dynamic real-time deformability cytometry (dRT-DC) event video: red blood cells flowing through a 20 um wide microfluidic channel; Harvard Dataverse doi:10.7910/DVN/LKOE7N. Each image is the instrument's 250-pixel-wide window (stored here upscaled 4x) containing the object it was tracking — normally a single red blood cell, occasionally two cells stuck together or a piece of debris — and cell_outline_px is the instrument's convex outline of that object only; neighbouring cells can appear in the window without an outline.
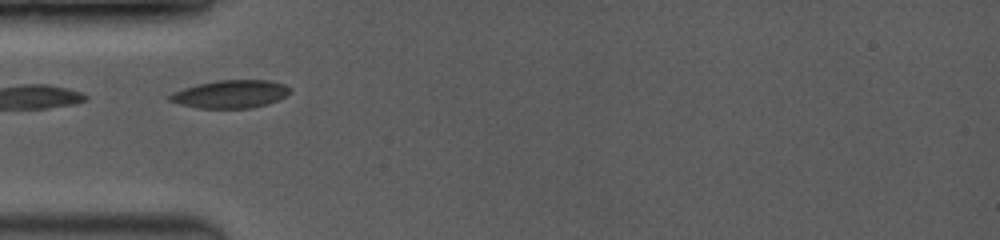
{"species": "common noctule bat (a hibernating species)", "species_latin": "Nyctalus noctula", "temperature_condition": "room temperature", "stored_images_in_passage": 40, "camera_frame_rate_fps": 3500, "um_per_image_px": 0.085, "animal": {"sex": "female", "body_mass_g": 19.0, "forearm_length_mm": 53.3}, "frame": {"image": 1, "passage_image": 3, "time_ms": 0.286, "image_size_px": [1000, 240], "cell_outline_px": [[292, 92], [268, 104], [252, 108], [196, 108], [180, 104], [168, 100], [168, 96], [172, 92], [184, 88], [216, 80], [268, 80], [284, 84]], "centroid_in_image_um": [19.57, 8.0], "position_along_channel_um": 65.4, "area_um2": 19.48}}
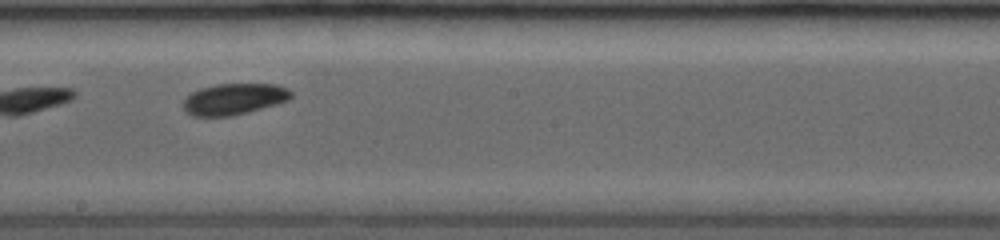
{"frame": {"image": 2, "passage_image": 24, "time_ms": 4.286, "image_size_px": [1000, 240], "cell_outline_px": [[292, 96], [288, 100], [276, 104], [248, 112], [228, 116], [192, 116], [184, 112], [184, 100], [192, 92], [200, 88], [216, 84], [276, 84], [288, 88], [292, 92]], "centroid_in_image_um": [19.89, 8.41], "position_along_channel_um": 228.3, "area_um2": 19.59}}
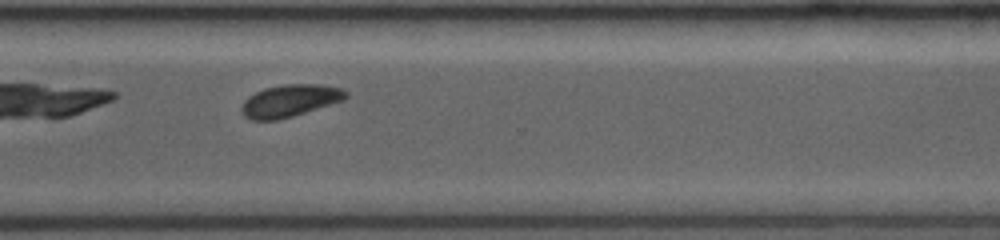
{"frame": {"image": 3, "passage_image": 39, "time_ms": 7.143, "image_size_px": [1000, 240], "cell_outline_px": [[348, 96], [344, 100], [292, 116], [276, 120], [252, 120], [244, 116], [240, 108], [244, 100], [248, 96], [264, 88], [284, 84], [320, 84], [340, 88], [348, 92]], "centroid_in_image_um": [24.62, 8.55], "position_along_channel_um": 346.0, "area_um2": 19.54}}